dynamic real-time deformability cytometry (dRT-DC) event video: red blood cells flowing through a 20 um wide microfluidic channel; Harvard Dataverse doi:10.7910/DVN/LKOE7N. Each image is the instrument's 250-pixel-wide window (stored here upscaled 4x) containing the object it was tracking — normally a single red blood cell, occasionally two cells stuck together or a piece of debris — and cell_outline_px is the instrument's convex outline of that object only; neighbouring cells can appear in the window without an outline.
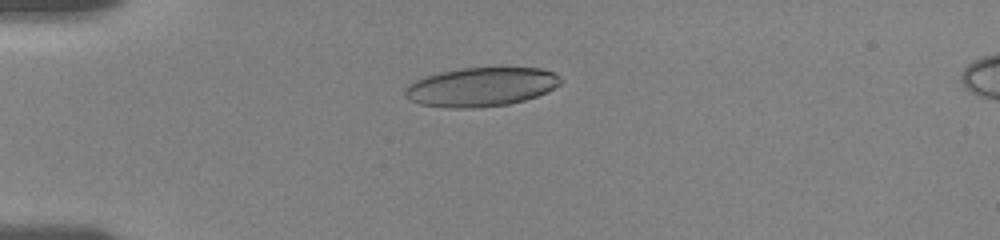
{"species": "human", "species_latin": "Homo sapiens", "temperature_condition": "room temperature", "stored_images_in_passage": 56, "camera_frame_rate_fps": 3000, "um_per_image_px": 0.085, "donor": {"sex": "female"}, "frame": {"image": 1, "passage_image": 15, "time_ms": 4.667, "image_size_px": [1000, 240], "cell_outline_px": [[564, 80], [560, 84], [548, 92], [524, 100], [508, 104], [476, 108], [452, 108], [420, 104], [408, 100], [404, 96], [404, 88], [408, 84], [424, 76], [440, 72], [460, 68], [540, 68], [552, 72], [560, 76]], "centroid_in_image_um": [40.87, 7.39], "position_along_channel_um": 44.1, "area_um2": 35.55}}
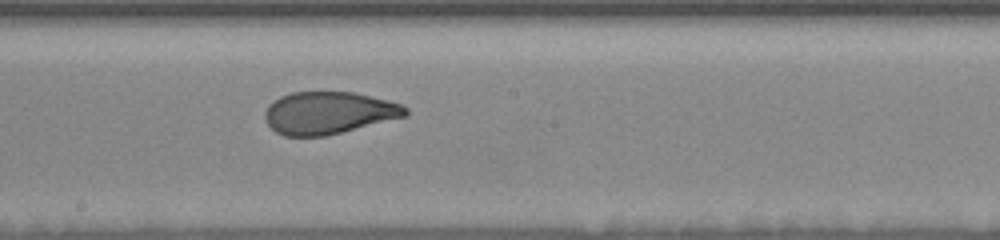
{"frame": {"image": 2, "passage_image": 32, "time_ms": 10.333, "image_size_px": [1000, 240], "cell_outline_px": [[408, 116], [324, 136], [284, 136], [276, 132], [264, 120], [264, 112], [268, 104], [272, 100], [280, 96], [292, 92], [352, 92], [388, 100], [400, 104], [408, 108]], "centroid_in_image_um": [27.9, 9.59], "position_along_channel_um": 220.3, "area_um2": 34.74}}
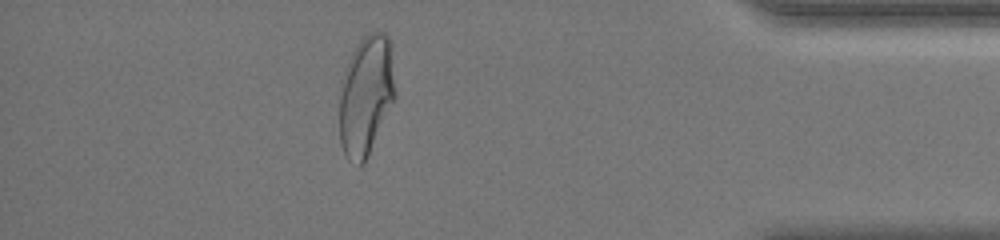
{"frame": {"image": 3, "passage_image": 50, "time_ms": 16.333, "image_size_px": [1000, 240], "cell_outline_px": [[396, 96], [368, 156], [364, 164], [360, 168], [348, 160], [344, 156], [340, 144], [340, 96], [344, 68], [356, 44], [368, 32], [384, 32], [388, 36]], "centroid_in_image_um": [31.08, 8.16], "position_along_channel_um": 404.1, "area_um2": 39.02}, "authors_computed_cell_mechanics": {"area_um2": 35.8649, "velocity_mm_per_s": 3.635, "shape_relaxation_time_tau1_ms": 5.2537, "shape_relaxation_time_tau2_ms": 0.9858, "deformation_change_tau1": 0.1891, "deformation_change_tau2": 0.0751}}